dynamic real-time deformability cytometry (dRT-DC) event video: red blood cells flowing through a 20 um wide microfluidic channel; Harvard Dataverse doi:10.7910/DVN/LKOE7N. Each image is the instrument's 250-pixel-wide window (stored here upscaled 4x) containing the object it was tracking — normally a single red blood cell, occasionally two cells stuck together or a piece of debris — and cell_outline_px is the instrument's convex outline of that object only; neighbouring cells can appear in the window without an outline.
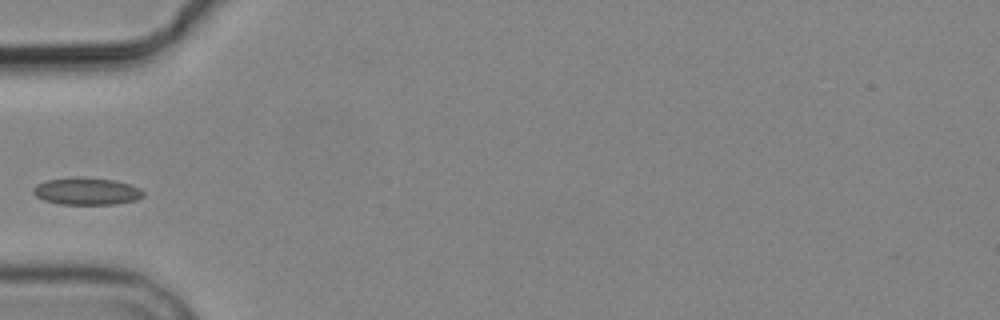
{"species": "common noctule bat (a hibernating species)", "species_latin": "Nyctalus noctula", "temperature_condition": "cold", "stored_images_in_passage": 5, "camera_frame_rate_fps": 3000, "um_per_image_px": 0.085, "animal": {"sex": "male", "body_mass_g": 19.2, "forearm_length_mm": 51.8}, "frame": {"image": 1, "passage_image": 4, "time_ms": 3.667, "image_size_px": [1000, 320], "cell_outline_px": [[144, 196], [136, 200], [116, 204], [60, 204], [44, 200], [36, 196], [32, 192], [32, 188], [36, 184], [44, 180], [76, 176], [80, 176], [116, 180], [140, 188], [144, 192]], "centroid_in_image_um": [7.34, 16.24], "position_along_channel_um": 77.7, "area_um2": 17.74}}
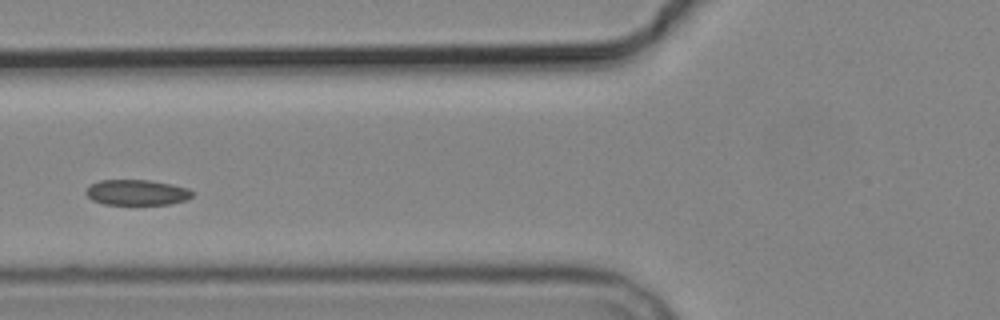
{"frame": {"image": 2, "passage_image": 5, "time_ms": 4.667, "image_size_px": [1000, 320], "cell_outline_px": [[192, 196], [184, 200], [168, 204], [104, 204], [92, 200], [84, 192], [88, 184], [100, 180], [148, 180], [172, 184], [188, 188], [192, 192]], "centroid_in_image_um": [11.57, 16.34], "position_along_channel_um": 114.2, "area_um2": 15.78}}